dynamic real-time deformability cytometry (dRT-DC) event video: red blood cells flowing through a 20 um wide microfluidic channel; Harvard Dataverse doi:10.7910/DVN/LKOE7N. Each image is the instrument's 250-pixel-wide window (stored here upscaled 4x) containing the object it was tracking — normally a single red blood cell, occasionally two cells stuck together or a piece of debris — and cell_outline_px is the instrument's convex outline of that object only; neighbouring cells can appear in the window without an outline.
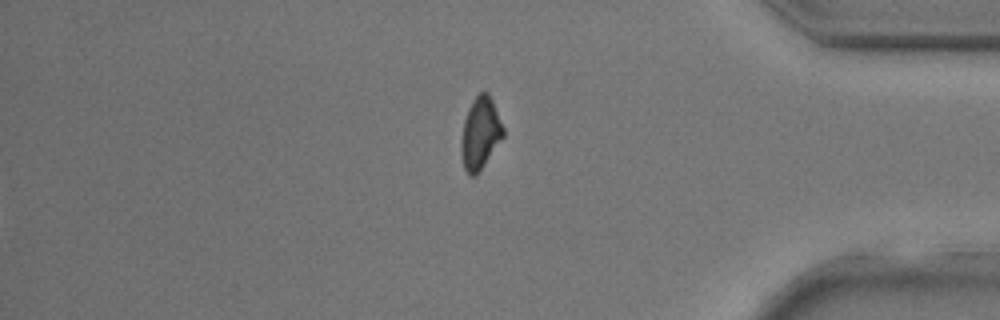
{"species": "common noctule bat (a hibernating species)", "species_latin": "Nyctalus noctula", "temperature_condition": "room temperature", "stored_images_in_passage": 34, "segment_of_instrument_passage": [2, 2], "camera_frame_rate_fps": 3000, "um_per_image_px": 0.085, "animal": {"sex": "male", "body_mass_g": 17.9, "forearm_length_mm": 54.2}, "frame": {"image": 1, "passage_image": 34, "time_ms": 11.0, "image_size_px": [1000, 320], "cell_outline_px": [[504, 136], [480, 172], [476, 176], [468, 176], [464, 168], [460, 152], [460, 140], [464, 120], [468, 108], [472, 100], [480, 92], [488, 92], [492, 100], [504, 128]], "centroid_in_image_um": [40.81, 11.37], "position_along_channel_um": 394.4, "area_um2": 17.92}}